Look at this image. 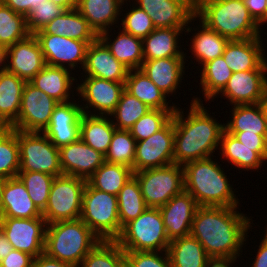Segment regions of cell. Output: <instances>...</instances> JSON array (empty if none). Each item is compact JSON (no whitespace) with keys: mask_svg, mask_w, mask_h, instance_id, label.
Segmentation results:
<instances>
[{"mask_svg":"<svg viewBox=\"0 0 267 267\" xmlns=\"http://www.w3.org/2000/svg\"><path fill=\"white\" fill-rule=\"evenodd\" d=\"M217 152L220 153L218 155L222 156L221 160H227L228 163L242 171L257 170L258 172V170H261L263 161H265L255 152V147L243 145L233 134L228 133L226 130L222 134L219 151Z\"/></svg>","mask_w":267,"mask_h":267,"instance_id":"d6a6232c","label":"cell"},{"mask_svg":"<svg viewBox=\"0 0 267 267\" xmlns=\"http://www.w3.org/2000/svg\"><path fill=\"white\" fill-rule=\"evenodd\" d=\"M46 226L43 217L0 218V228L13 249L26 252L34 258L44 253Z\"/></svg>","mask_w":267,"mask_h":267,"instance_id":"4fadbf2b","label":"cell"},{"mask_svg":"<svg viewBox=\"0 0 267 267\" xmlns=\"http://www.w3.org/2000/svg\"><path fill=\"white\" fill-rule=\"evenodd\" d=\"M32 267H75L74 265L48 257L45 253L33 259Z\"/></svg>","mask_w":267,"mask_h":267,"instance_id":"9f6ffc18","label":"cell"},{"mask_svg":"<svg viewBox=\"0 0 267 267\" xmlns=\"http://www.w3.org/2000/svg\"><path fill=\"white\" fill-rule=\"evenodd\" d=\"M128 71L129 69L119 62L110 53L106 45L97 38L87 47L85 66L80 74H82L81 77H96L108 81L125 83Z\"/></svg>","mask_w":267,"mask_h":267,"instance_id":"603a6c76","label":"cell"},{"mask_svg":"<svg viewBox=\"0 0 267 267\" xmlns=\"http://www.w3.org/2000/svg\"><path fill=\"white\" fill-rule=\"evenodd\" d=\"M11 128V125L0 114V135L7 133Z\"/></svg>","mask_w":267,"mask_h":267,"instance_id":"be15d7a7","label":"cell"},{"mask_svg":"<svg viewBox=\"0 0 267 267\" xmlns=\"http://www.w3.org/2000/svg\"><path fill=\"white\" fill-rule=\"evenodd\" d=\"M62 173L87 180L104 162L105 155L79 139L59 148Z\"/></svg>","mask_w":267,"mask_h":267,"instance_id":"7402d4cb","label":"cell"},{"mask_svg":"<svg viewBox=\"0 0 267 267\" xmlns=\"http://www.w3.org/2000/svg\"><path fill=\"white\" fill-rule=\"evenodd\" d=\"M213 158L194 160L183 165L184 190L194 197L198 206H240L233 184H230L219 161Z\"/></svg>","mask_w":267,"mask_h":267,"instance_id":"3957f363","label":"cell"},{"mask_svg":"<svg viewBox=\"0 0 267 267\" xmlns=\"http://www.w3.org/2000/svg\"><path fill=\"white\" fill-rule=\"evenodd\" d=\"M25 84L15 74L0 72V114L10 125L18 118Z\"/></svg>","mask_w":267,"mask_h":267,"instance_id":"8d00e7d4","label":"cell"},{"mask_svg":"<svg viewBox=\"0 0 267 267\" xmlns=\"http://www.w3.org/2000/svg\"><path fill=\"white\" fill-rule=\"evenodd\" d=\"M7 48L0 46V72L6 70Z\"/></svg>","mask_w":267,"mask_h":267,"instance_id":"6125c7cd","label":"cell"},{"mask_svg":"<svg viewBox=\"0 0 267 267\" xmlns=\"http://www.w3.org/2000/svg\"><path fill=\"white\" fill-rule=\"evenodd\" d=\"M114 126L110 116L82 114L80 139L88 146L105 155L111 143Z\"/></svg>","mask_w":267,"mask_h":267,"instance_id":"e575fe53","label":"cell"},{"mask_svg":"<svg viewBox=\"0 0 267 267\" xmlns=\"http://www.w3.org/2000/svg\"><path fill=\"white\" fill-rule=\"evenodd\" d=\"M101 239L79 218L47 224L44 253L80 267L84 257Z\"/></svg>","mask_w":267,"mask_h":267,"instance_id":"5b68a950","label":"cell"},{"mask_svg":"<svg viewBox=\"0 0 267 267\" xmlns=\"http://www.w3.org/2000/svg\"><path fill=\"white\" fill-rule=\"evenodd\" d=\"M20 168L17 129H10L0 135V177L4 179L17 177Z\"/></svg>","mask_w":267,"mask_h":267,"instance_id":"bcb514c9","label":"cell"},{"mask_svg":"<svg viewBox=\"0 0 267 267\" xmlns=\"http://www.w3.org/2000/svg\"><path fill=\"white\" fill-rule=\"evenodd\" d=\"M65 9L50 0L36 6L26 16V25L30 34L41 30L55 17L60 16Z\"/></svg>","mask_w":267,"mask_h":267,"instance_id":"681fc988","label":"cell"},{"mask_svg":"<svg viewBox=\"0 0 267 267\" xmlns=\"http://www.w3.org/2000/svg\"><path fill=\"white\" fill-rule=\"evenodd\" d=\"M198 207L194 197L185 190L159 207L164 228L170 241L190 235L192 222Z\"/></svg>","mask_w":267,"mask_h":267,"instance_id":"ffe728a7","label":"cell"},{"mask_svg":"<svg viewBox=\"0 0 267 267\" xmlns=\"http://www.w3.org/2000/svg\"><path fill=\"white\" fill-rule=\"evenodd\" d=\"M133 3L150 16L155 28H186L188 35L193 32L189 25L198 20L193 0H134Z\"/></svg>","mask_w":267,"mask_h":267,"instance_id":"5bb4252c","label":"cell"},{"mask_svg":"<svg viewBox=\"0 0 267 267\" xmlns=\"http://www.w3.org/2000/svg\"><path fill=\"white\" fill-rule=\"evenodd\" d=\"M198 22L197 27H192L195 32L192 33L193 38L192 36L190 38L192 42L189 44L191 46L189 50L198 65L202 66L208 61L221 57L229 39L210 29L200 20Z\"/></svg>","mask_w":267,"mask_h":267,"instance_id":"1f68e13d","label":"cell"},{"mask_svg":"<svg viewBox=\"0 0 267 267\" xmlns=\"http://www.w3.org/2000/svg\"><path fill=\"white\" fill-rule=\"evenodd\" d=\"M5 180L6 179L0 177V218L2 214V191H3Z\"/></svg>","mask_w":267,"mask_h":267,"instance_id":"03108f58","label":"cell"},{"mask_svg":"<svg viewBox=\"0 0 267 267\" xmlns=\"http://www.w3.org/2000/svg\"><path fill=\"white\" fill-rule=\"evenodd\" d=\"M115 31L113 36L112 29L104 31L98 35V38L110 50V53L121 62L127 69H139L144 61L142 39L135 37L121 28ZM114 37L112 39V37ZM113 41V42H112Z\"/></svg>","mask_w":267,"mask_h":267,"instance_id":"4316f807","label":"cell"},{"mask_svg":"<svg viewBox=\"0 0 267 267\" xmlns=\"http://www.w3.org/2000/svg\"><path fill=\"white\" fill-rule=\"evenodd\" d=\"M187 57L144 60L139 68L169 99L176 95L185 74ZM177 90V91H176ZM174 93V95H173ZM170 94V95H169Z\"/></svg>","mask_w":267,"mask_h":267,"instance_id":"cb8c5ba5","label":"cell"},{"mask_svg":"<svg viewBox=\"0 0 267 267\" xmlns=\"http://www.w3.org/2000/svg\"><path fill=\"white\" fill-rule=\"evenodd\" d=\"M19 144V171L42 172L52 176L62 175L59 148L43 132L17 130Z\"/></svg>","mask_w":267,"mask_h":267,"instance_id":"30bf717a","label":"cell"},{"mask_svg":"<svg viewBox=\"0 0 267 267\" xmlns=\"http://www.w3.org/2000/svg\"><path fill=\"white\" fill-rule=\"evenodd\" d=\"M237 209L239 206L197 208L190 235L202 244L210 258L238 260L242 256L253 221Z\"/></svg>","mask_w":267,"mask_h":267,"instance_id":"6da1fadb","label":"cell"},{"mask_svg":"<svg viewBox=\"0 0 267 267\" xmlns=\"http://www.w3.org/2000/svg\"><path fill=\"white\" fill-rule=\"evenodd\" d=\"M127 267H172L167 251H124Z\"/></svg>","mask_w":267,"mask_h":267,"instance_id":"f907efd6","label":"cell"},{"mask_svg":"<svg viewBox=\"0 0 267 267\" xmlns=\"http://www.w3.org/2000/svg\"><path fill=\"white\" fill-rule=\"evenodd\" d=\"M81 83H77L76 96L82 112L88 115L109 116L116 108L125 83H118L96 77H78ZM86 103V104H84ZM89 109V110H88ZM92 110V111H91Z\"/></svg>","mask_w":267,"mask_h":267,"instance_id":"8fae6325","label":"cell"},{"mask_svg":"<svg viewBox=\"0 0 267 267\" xmlns=\"http://www.w3.org/2000/svg\"><path fill=\"white\" fill-rule=\"evenodd\" d=\"M45 66L41 46L34 34L7 48L6 71L26 82H30Z\"/></svg>","mask_w":267,"mask_h":267,"instance_id":"ac0fdd59","label":"cell"},{"mask_svg":"<svg viewBox=\"0 0 267 267\" xmlns=\"http://www.w3.org/2000/svg\"><path fill=\"white\" fill-rule=\"evenodd\" d=\"M174 126L172 119L147 139L137 141L134 156V173L174 164Z\"/></svg>","mask_w":267,"mask_h":267,"instance_id":"9a60e30c","label":"cell"},{"mask_svg":"<svg viewBox=\"0 0 267 267\" xmlns=\"http://www.w3.org/2000/svg\"><path fill=\"white\" fill-rule=\"evenodd\" d=\"M259 104L262 108V111L264 113V116L267 120V90L264 93V96L262 97V99L259 101Z\"/></svg>","mask_w":267,"mask_h":267,"instance_id":"e7e4bbea","label":"cell"},{"mask_svg":"<svg viewBox=\"0 0 267 267\" xmlns=\"http://www.w3.org/2000/svg\"><path fill=\"white\" fill-rule=\"evenodd\" d=\"M264 232L265 234L259 243V249H257L258 251L256 252L257 254H255V258H252L254 261H252L250 267H267V228Z\"/></svg>","mask_w":267,"mask_h":267,"instance_id":"6f0895ef","label":"cell"},{"mask_svg":"<svg viewBox=\"0 0 267 267\" xmlns=\"http://www.w3.org/2000/svg\"><path fill=\"white\" fill-rule=\"evenodd\" d=\"M133 175V169L127 166L104 162L87 182L97 190L117 196Z\"/></svg>","mask_w":267,"mask_h":267,"instance_id":"f35d334b","label":"cell"},{"mask_svg":"<svg viewBox=\"0 0 267 267\" xmlns=\"http://www.w3.org/2000/svg\"><path fill=\"white\" fill-rule=\"evenodd\" d=\"M150 110L145 103L124 90L115 110L109 116L116 129L129 130Z\"/></svg>","mask_w":267,"mask_h":267,"instance_id":"60d3db41","label":"cell"},{"mask_svg":"<svg viewBox=\"0 0 267 267\" xmlns=\"http://www.w3.org/2000/svg\"><path fill=\"white\" fill-rule=\"evenodd\" d=\"M230 134H233L243 145L247 147H255V152L267 162V135H256L254 133Z\"/></svg>","mask_w":267,"mask_h":267,"instance_id":"816d5d0a","label":"cell"},{"mask_svg":"<svg viewBox=\"0 0 267 267\" xmlns=\"http://www.w3.org/2000/svg\"><path fill=\"white\" fill-rule=\"evenodd\" d=\"M1 217L36 218L42 213L31 200L25 185L18 177L5 180L2 191Z\"/></svg>","mask_w":267,"mask_h":267,"instance_id":"f1b7e54d","label":"cell"},{"mask_svg":"<svg viewBox=\"0 0 267 267\" xmlns=\"http://www.w3.org/2000/svg\"><path fill=\"white\" fill-rule=\"evenodd\" d=\"M35 34H54L64 36L84 41L88 45L98 38V35L76 8L65 10L60 16L55 17Z\"/></svg>","mask_w":267,"mask_h":267,"instance_id":"f546056e","label":"cell"},{"mask_svg":"<svg viewBox=\"0 0 267 267\" xmlns=\"http://www.w3.org/2000/svg\"><path fill=\"white\" fill-rule=\"evenodd\" d=\"M125 90L150 109L176 110L177 108L174 102L170 104L167 96L140 69L128 71Z\"/></svg>","mask_w":267,"mask_h":267,"instance_id":"4dcf8cb0","label":"cell"},{"mask_svg":"<svg viewBox=\"0 0 267 267\" xmlns=\"http://www.w3.org/2000/svg\"><path fill=\"white\" fill-rule=\"evenodd\" d=\"M265 4H266V7H265V23H267V0H266Z\"/></svg>","mask_w":267,"mask_h":267,"instance_id":"003e7915","label":"cell"},{"mask_svg":"<svg viewBox=\"0 0 267 267\" xmlns=\"http://www.w3.org/2000/svg\"><path fill=\"white\" fill-rule=\"evenodd\" d=\"M147 207L159 208L184 190V170L179 164L134 173Z\"/></svg>","mask_w":267,"mask_h":267,"instance_id":"9c48e42d","label":"cell"},{"mask_svg":"<svg viewBox=\"0 0 267 267\" xmlns=\"http://www.w3.org/2000/svg\"><path fill=\"white\" fill-rule=\"evenodd\" d=\"M175 110L151 109L143 115L130 129L136 141L149 138L161 130L173 117Z\"/></svg>","mask_w":267,"mask_h":267,"instance_id":"c3c4849f","label":"cell"},{"mask_svg":"<svg viewBox=\"0 0 267 267\" xmlns=\"http://www.w3.org/2000/svg\"><path fill=\"white\" fill-rule=\"evenodd\" d=\"M267 90V70L234 72L224 89L218 94L229 104H256Z\"/></svg>","mask_w":267,"mask_h":267,"instance_id":"d6986e66","label":"cell"},{"mask_svg":"<svg viewBox=\"0 0 267 267\" xmlns=\"http://www.w3.org/2000/svg\"><path fill=\"white\" fill-rule=\"evenodd\" d=\"M185 30L187 29L155 28L147 37L142 39L144 60L186 57L187 53L183 51L181 48L183 45L179 43Z\"/></svg>","mask_w":267,"mask_h":267,"instance_id":"83f0119b","label":"cell"},{"mask_svg":"<svg viewBox=\"0 0 267 267\" xmlns=\"http://www.w3.org/2000/svg\"><path fill=\"white\" fill-rule=\"evenodd\" d=\"M4 5L10 7L18 14H22L25 17L36 6L41 5L47 0H0Z\"/></svg>","mask_w":267,"mask_h":267,"instance_id":"db71d44e","label":"cell"},{"mask_svg":"<svg viewBox=\"0 0 267 267\" xmlns=\"http://www.w3.org/2000/svg\"><path fill=\"white\" fill-rule=\"evenodd\" d=\"M80 219L103 241H115L122 228L117 196L85 185Z\"/></svg>","mask_w":267,"mask_h":267,"instance_id":"8992f818","label":"cell"},{"mask_svg":"<svg viewBox=\"0 0 267 267\" xmlns=\"http://www.w3.org/2000/svg\"><path fill=\"white\" fill-rule=\"evenodd\" d=\"M195 16L229 40L263 36L242 0H193Z\"/></svg>","mask_w":267,"mask_h":267,"instance_id":"277c9868","label":"cell"},{"mask_svg":"<svg viewBox=\"0 0 267 267\" xmlns=\"http://www.w3.org/2000/svg\"><path fill=\"white\" fill-rule=\"evenodd\" d=\"M136 143L137 141L129 130L115 129L108 151L105 154V162L127 166L134 172Z\"/></svg>","mask_w":267,"mask_h":267,"instance_id":"ee69618b","label":"cell"},{"mask_svg":"<svg viewBox=\"0 0 267 267\" xmlns=\"http://www.w3.org/2000/svg\"><path fill=\"white\" fill-rule=\"evenodd\" d=\"M87 180L62 174L56 176L42 217L46 224L75 220L81 217L83 193Z\"/></svg>","mask_w":267,"mask_h":267,"instance_id":"ba28073f","label":"cell"},{"mask_svg":"<svg viewBox=\"0 0 267 267\" xmlns=\"http://www.w3.org/2000/svg\"><path fill=\"white\" fill-rule=\"evenodd\" d=\"M262 37L243 40H229L222 57L230 70L243 72L248 70H267V56ZM263 45V46H262Z\"/></svg>","mask_w":267,"mask_h":267,"instance_id":"44dd1931","label":"cell"},{"mask_svg":"<svg viewBox=\"0 0 267 267\" xmlns=\"http://www.w3.org/2000/svg\"><path fill=\"white\" fill-rule=\"evenodd\" d=\"M118 216L121 228L136 219L147 208L140 184L133 175L117 194Z\"/></svg>","mask_w":267,"mask_h":267,"instance_id":"ab89813d","label":"cell"},{"mask_svg":"<svg viewBox=\"0 0 267 267\" xmlns=\"http://www.w3.org/2000/svg\"><path fill=\"white\" fill-rule=\"evenodd\" d=\"M77 100L59 103L51 115L48 126L42 131L57 148L80 139V120L83 112L79 99Z\"/></svg>","mask_w":267,"mask_h":267,"instance_id":"e0dca14e","label":"cell"},{"mask_svg":"<svg viewBox=\"0 0 267 267\" xmlns=\"http://www.w3.org/2000/svg\"><path fill=\"white\" fill-rule=\"evenodd\" d=\"M266 0H245L244 4L247 7L251 17L260 26L265 25V7Z\"/></svg>","mask_w":267,"mask_h":267,"instance_id":"11a10c76","label":"cell"},{"mask_svg":"<svg viewBox=\"0 0 267 267\" xmlns=\"http://www.w3.org/2000/svg\"><path fill=\"white\" fill-rule=\"evenodd\" d=\"M34 35L41 46L46 65L63 67L71 71L78 67L79 70H83L88 47L86 42L54 34Z\"/></svg>","mask_w":267,"mask_h":267,"instance_id":"2e32d148","label":"cell"},{"mask_svg":"<svg viewBox=\"0 0 267 267\" xmlns=\"http://www.w3.org/2000/svg\"><path fill=\"white\" fill-rule=\"evenodd\" d=\"M55 99L26 82L22 92L18 118L11 124L12 129L24 132H42L49 124L55 107Z\"/></svg>","mask_w":267,"mask_h":267,"instance_id":"7c38bea8","label":"cell"},{"mask_svg":"<svg viewBox=\"0 0 267 267\" xmlns=\"http://www.w3.org/2000/svg\"><path fill=\"white\" fill-rule=\"evenodd\" d=\"M71 72L67 68L46 65L31 79L30 83L59 103L69 102L75 97V90H72L77 88L78 79L75 75L79 76Z\"/></svg>","mask_w":267,"mask_h":267,"instance_id":"d4e9b609","label":"cell"},{"mask_svg":"<svg viewBox=\"0 0 267 267\" xmlns=\"http://www.w3.org/2000/svg\"><path fill=\"white\" fill-rule=\"evenodd\" d=\"M200 87L205 102H214L213 99L224 89L233 72L228 67L224 58L218 57L201 66Z\"/></svg>","mask_w":267,"mask_h":267,"instance_id":"74e56055","label":"cell"},{"mask_svg":"<svg viewBox=\"0 0 267 267\" xmlns=\"http://www.w3.org/2000/svg\"><path fill=\"white\" fill-rule=\"evenodd\" d=\"M189 110L177 107L173 114L175 164L184 165L187 162L215 156L219 150L225 123H220L211 116L204 107L201 97L192 98ZM186 116V117H184Z\"/></svg>","mask_w":267,"mask_h":267,"instance_id":"7a4b0ae2","label":"cell"},{"mask_svg":"<svg viewBox=\"0 0 267 267\" xmlns=\"http://www.w3.org/2000/svg\"><path fill=\"white\" fill-rule=\"evenodd\" d=\"M167 253L172 267H205L210 259L202 244L191 235L171 240Z\"/></svg>","mask_w":267,"mask_h":267,"instance_id":"d590c367","label":"cell"},{"mask_svg":"<svg viewBox=\"0 0 267 267\" xmlns=\"http://www.w3.org/2000/svg\"><path fill=\"white\" fill-rule=\"evenodd\" d=\"M17 177L25 185L31 200L42 213L47 206L55 176L42 172L19 171Z\"/></svg>","mask_w":267,"mask_h":267,"instance_id":"f6af8a7d","label":"cell"},{"mask_svg":"<svg viewBox=\"0 0 267 267\" xmlns=\"http://www.w3.org/2000/svg\"><path fill=\"white\" fill-rule=\"evenodd\" d=\"M29 34L26 17L0 1V46L8 48Z\"/></svg>","mask_w":267,"mask_h":267,"instance_id":"b9f144b4","label":"cell"},{"mask_svg":"<svg viewBox=\"0 0 267 267\" xmlns=\"http://www.w3.org/2000/svg\"><path fill=\"white\" fill-rule=\"evenodd\" d=\"M33 259L32 255L13 249L0 263L2 267H32Z\"/></svg>","mask_w":267,"mask_h":267,"instance_id":"f5cc1de1","label":"cell"},{"mask_svg":"<svg viewBox=\"0 0 267 267\" xmlns=\"http://www.w3.org/2000/svg\"><path fill=\"white\" fill-rule=\"evenodd\" d=\"M237 261L228 258H210L205 267H232Z\"/></svg>","mask_w":267,"mask_h":267,"instance_id":"91938a15","label":"cell"},{"mask_svg":"<svg viewBox=\"0 0 267 267\" xmlns=\"http://www.w3.org/2000/svg\"><path fill=\"white\" fill-rule=\"evenodd\" d=\"M53 3L63 7L65 10L74 9L79 0H50Z\"/></svg>","mask_w":267,"mask_h":267,"instance_id":"94428289","label":"cell"},{"mask_svg":"<svg viewBox=\"0 0 267 267\" xmlns=\"http://www.w3.org/2000/svg\"><path fill=\"white\" fill-rule=\"evenodd\" d=\"M128 1L130 2V0H124L123 5H127L126 9H128V6L130 5V11L129 9L127 11L121 9V13H126L124 15L123 13L120 15L121 22L118 26L123 31L143 39L155 29V26L153 25L150 16L142 8L138 7L134 3L131 4V2L128 4Z\"/></svg>","mask_w":267,"mask_h":267,"instance_id":"7dc6e473","label":"cell"},{"mask_svg":"<svg viewBox=\"0 0 267 267\" xmlns=\"http://www.w3.org/2000/svg\"><path fill=\"white\" fill-rule=\"evenodd\" d=\"M124 0H79L78 12L87 20L97 35L118 27ZM123 6V7H122ZM115 24V27L112 26Z\"/></svg>","mask_w":267,"mask_h":267,"instance_id":"484cf974","label":"cell"},{"mask_svg":"<svg viewBox=\"0 0 267 267\" xmlns=\"http://www.w3.org/2000/svg\"><path fill=\"white\" fill-rule=\"evenodd\" d=\"M231 108L232 118L225 123L228 133L267 135V120L259 103L232 105Z\"/></svg>","mask_w":267,"mask_h":267,"instance_id":"836d02e7","label":"cell"},{"mask_svg":"<svg viewBox=\"0 0 267 267\" xmlns=\"http://www.w3.org/2000/svg\"><path fill=\"white\" fill-rule=\"evenodd\" d=\"M12 250V244L8 241L3 230L0 228V261L3 260Z\"/></svg>","mask_w":267,"mask_h":267,"instance_id":"680465c9","label":"cell"},{"mask_svg":"<svg viewBox=\"0 0 267 267\" xmlns=\"http://www.w3.org/2000/svg\"><path fill=\"white\" fill-rule=\"evenodd\" d=\"M81 267H127L124 250L116 241L101 240L82 260Z\"/></svg>","mask_w":267,"mask_h":267,"instance_id":"7bdbcfd3","label":"cell"},{"mask_svg":"<svg viewBox=\"0 0 267 267\" xmlns=\"http://www.w3.org/2000/svg\"><path fill=\"white\" fill-rule=\"evenodd\" d=\"M124 251H167L170 243L159 208L147 207L115 240Z\"/></svg>","mask_w":267,"mask_h":267,"instance_id":"52a82bcc","label":"cell"}]
</instances>
